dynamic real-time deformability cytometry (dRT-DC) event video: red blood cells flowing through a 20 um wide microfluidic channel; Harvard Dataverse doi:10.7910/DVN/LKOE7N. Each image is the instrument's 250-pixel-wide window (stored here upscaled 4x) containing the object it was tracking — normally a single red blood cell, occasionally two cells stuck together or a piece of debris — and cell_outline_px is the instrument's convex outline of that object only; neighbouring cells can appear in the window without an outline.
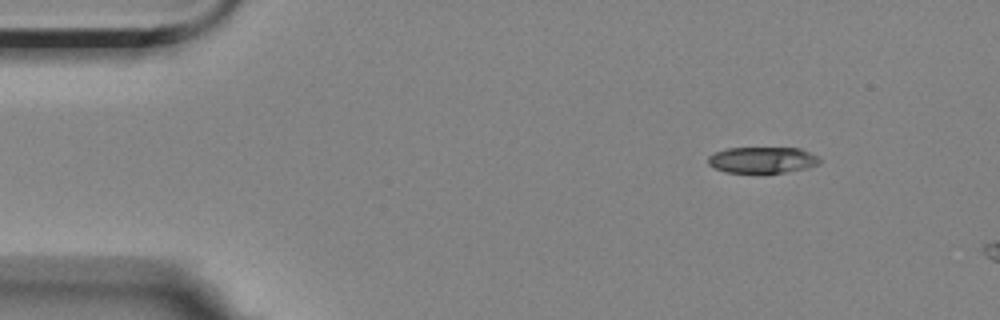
{"species": "Egyptian fruit bat (a non-hibernating species)", "species_latin": "Rousettus aegyptiacus", "temperature_condition": "room temperature", "stored_images_in_passage": 3, "camera_frame_rate_fps": 3000, "um_per_image_px": 0.085, "animal": {"sex": "female"}, "frame": {"image": 1, "passage_image": 1, "time_ms": 0.0, "image_size_px": [1000, 320], "cell_outline_px": [[820, 164], [804, 168], [784, 172], [728, 172], [716, 168], [708, 164], [708, 156], [716, 152], [728, 148], [800, 148], [816, 156], [820, 160]], "centroid_in_image_um": [64.79, 13.59], "position_along_channel_um": 20.2, "area_um2": 16.65}}